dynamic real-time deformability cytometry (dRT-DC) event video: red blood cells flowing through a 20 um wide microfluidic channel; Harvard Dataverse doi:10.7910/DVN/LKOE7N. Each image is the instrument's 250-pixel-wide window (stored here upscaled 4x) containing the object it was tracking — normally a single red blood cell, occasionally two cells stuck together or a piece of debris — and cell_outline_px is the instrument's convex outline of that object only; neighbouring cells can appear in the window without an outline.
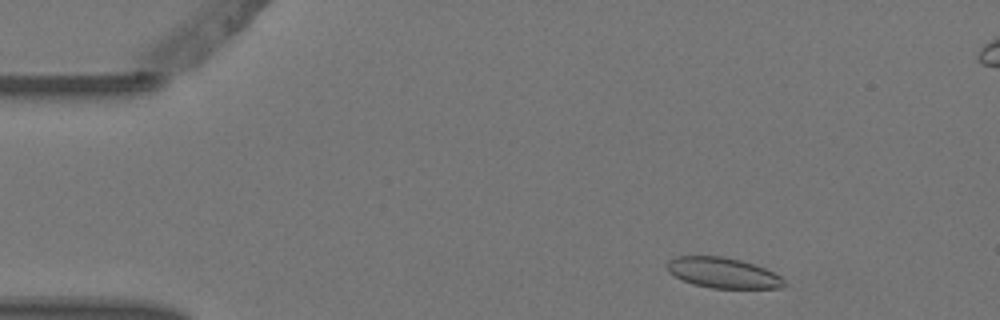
{"species": "Egyptian fruit bat (a non-hibernating species)", "species_latin": "Rousettus aegyptiacus", "temperature_condition": "warm", "stored_images_in_passage": 3, "camera_frame_rate_fps": 3000, "um_per_image_px": 0.085, "animal": {"sex": "female"}, "frame": {"image": 1, "passage_image": 1, "time_ms": 0.0, "image_size_px": [1000, 320], "cell_outline_px": [[788, 284], [780, 288], [712, 288], [692, 284], [668, 272], [668, 260], [676, 256], [720, 256], [740, 260], [764, 268], [780, 276]], "centroid_in_image_um": [61.46, 23.19], "position_along_channel_um": 23.5, "area_um2": 20.58}}